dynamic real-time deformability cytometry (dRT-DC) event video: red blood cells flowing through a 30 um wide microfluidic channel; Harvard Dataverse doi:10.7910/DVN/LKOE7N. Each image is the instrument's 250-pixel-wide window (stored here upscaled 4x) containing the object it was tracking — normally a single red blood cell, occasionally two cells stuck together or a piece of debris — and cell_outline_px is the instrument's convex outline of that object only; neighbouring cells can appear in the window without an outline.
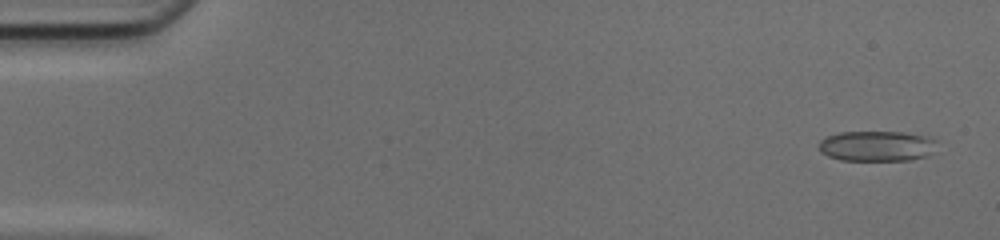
{"species": "common noctule bat (a hibernating species)", "species_latin": "Nyctalus noctula", "temperature_condition": "cold", "stored_images_in_passage": 49, "camera_frame_rate_fps": 3000, "um_per_image_px": 0.085, "animal": {"sex": "female", "body_mass_g": 17.0, "forearm_length_mm": 48.0}, "frame": {"image": 1, "passage_image": 2, "time_ms": 0.333, "image_size_px": [1000, 240], "cell_outline_px": [[936, 140], [924, 156], [908, 160], [840, 160], [828, 156], [820, 152], [820, 140], [828, 136], [840, 132], [904, 132], [924, 136]], "centroid_in_image_um": [74.42, 12.41], "position_along_channel_um": 10.6, "area_um2": 20.35}}
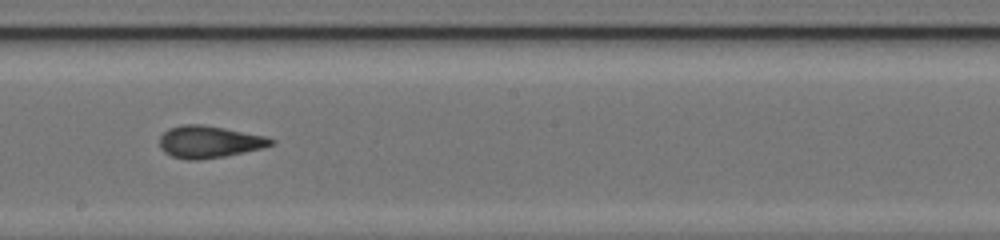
{"frame": {"image": 2, "passage_image": 28, "time_ms": 9.0, "image_size_px": [1000, 240], "cell_outline_px": [[276, 144], [264, 148], [224, 156], [200, 160], [188, 160], [172, 156], [164, 152], [160, 148], [160, 136], [168, 128], [184, 124], [200, 124], [224, 128], [264, 136], [276, 140]], "centroid_in_image_um": [17.79, 12.06], "position_along_channel_um": 230.4, "area_um2": 20.87}}
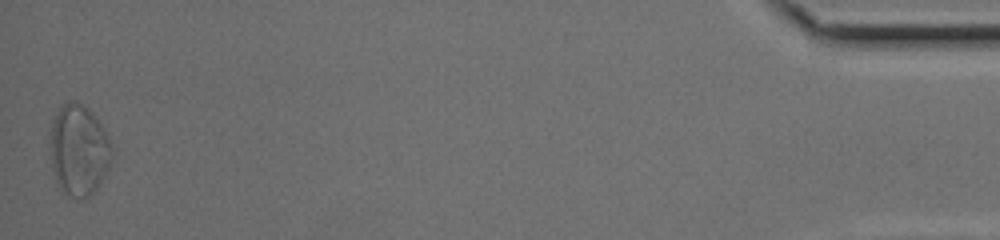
{"frame": {"image": 3, "passage_image": 49, "time_ms": 16.0, "image_size_px": [1000, 240], "cell_outline_px": [[112, 160], [108, 168], [96, 188], [88, 196], [80, 200], [72, 196], [60, 188], [56, 184], [52, 168], [52, 124], [56, 112], [64, 104], [72, 100], [76, 100], [88, 108], [92, 112], [108, 136], [112, 144]], "centroid_in_image_um": [6.72, 12.75], "position_along_channel_um": 428.5, "area_um2": 32.25}, "authors_computed_cell_mechanics": {"area_um2": 20.8658, "velocity_mm_per_s": 4.1898, "shape_relaxation_time_tau1_ms": 6.6745, "shape_relaxation_time_tau2_ms": 1.5856, "deformation_change_tau1": 0.189, "deformation_change_tau2": 0.089}}